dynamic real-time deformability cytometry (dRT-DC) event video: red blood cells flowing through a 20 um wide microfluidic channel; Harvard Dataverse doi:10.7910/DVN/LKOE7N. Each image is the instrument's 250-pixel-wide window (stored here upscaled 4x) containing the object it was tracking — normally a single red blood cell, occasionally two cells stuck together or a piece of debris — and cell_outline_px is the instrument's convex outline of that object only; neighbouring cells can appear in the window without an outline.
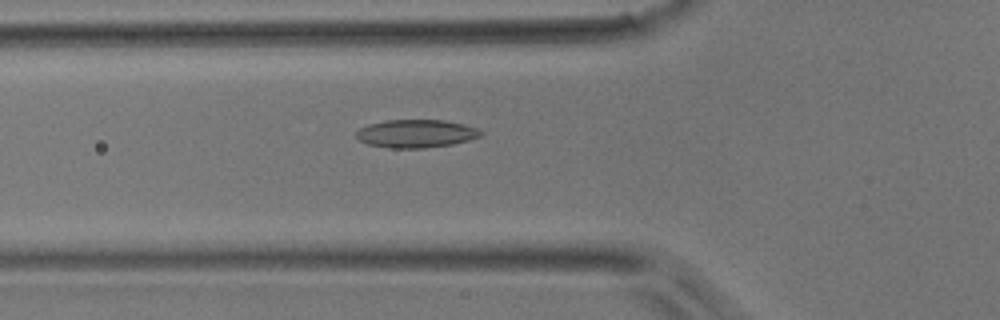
{"species": "common noctule bat (a hibernating species)", "species_latin": "Nyctalus noctula", "temperature_condition": "room temperature", "stored_images_in_passage": 42, "camera_frame_rate_fps": 3000, "um_per_image_px": 0.085, "animal": {"sex": "male", "body_mass_g": 17.9}, "frame": {"image": 1, "passage_image": 15, "time_ms": 4.667, "image_size_px": [1000, 320], "cell_outline_px": [[484, 132], [480, 136], [468, 140], [452, 144], [424, 148], [392, 148], [368, 144], [360, 140], [356, 136], [356, 132], [360, 128], [368, 124], [384, 120], [444, 120], [464, 124], [476, 128]], "centroid_in_image_um": [35.36, 11.35], "position_along_channel_um": 90.4, "area_um2": 20.29}}
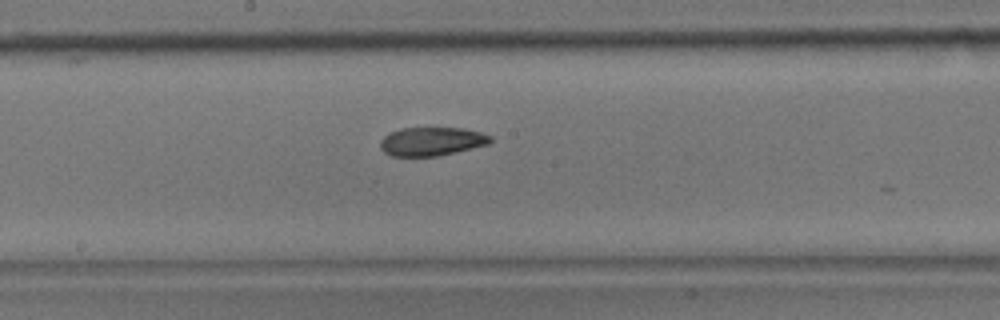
{"frame": {"image": 2, "passage_image": 24, "time_ms": 7.667, "image_size_px": [1000, 320], "cell_outline_px": [[492, 140], [488, 144], [456, 152], [436, 156], [392, 156], [384, 152], [380, 148], [380, 140], [384, 136], [400, 128], [464, 128], [480, 132], [492, 136]], "centroid_in_image_um": [36.69, 12.02], "position_along_channel_um": 211.5, "area_um2": 18.32}}
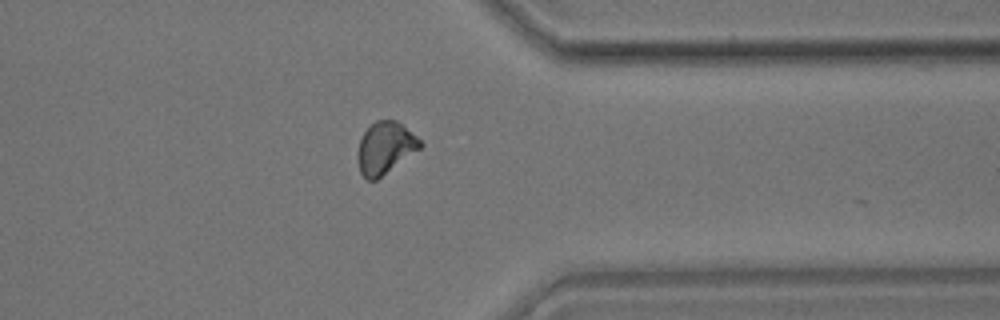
{"frame": {"image": 3, "passage_image": 37, "time_ms": 12.0, "image_size_px": [1000, 320], "cell_outline_px": [[424, 144], [420, 148], [376, 180], [368, 180], [360, 172], [360, 140], [364, 132], [376, 120], [396, 120], [416, 136]], "centroid_in_image_um": [32.77, 12.55], "position_along_channel_um": 378.6, "area_um2": 18.15}}